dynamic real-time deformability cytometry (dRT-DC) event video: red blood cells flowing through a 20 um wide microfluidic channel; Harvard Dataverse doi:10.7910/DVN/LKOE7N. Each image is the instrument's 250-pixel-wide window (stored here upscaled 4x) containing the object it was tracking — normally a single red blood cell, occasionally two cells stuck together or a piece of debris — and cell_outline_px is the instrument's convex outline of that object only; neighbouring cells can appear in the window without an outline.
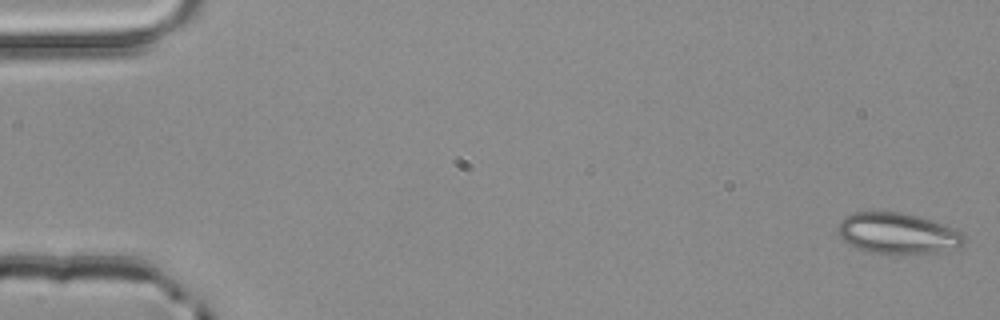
{"species": "common noctule bat (a hibernating species)", "species_latin": "Nyctalus noctula", "temperature_condition": "room temperature", "stored_images_in_passage": 4, "camera_frame_rate_fps": 3000, "um_per_image_px": 0.085, "animal": {"sex": "male", "body_mass_g": 20.4}, "frame": {"image": 1, "passage_image": 1, "time_ms": 0.0, "image_size_px": [1000, 320], "cell_outline_px": [[968, 240], [960, 248], [936, 252], [868, 252], [844, 240], [840, 236], [836, 228], [840, 220], [856, 212], [900, 212], [920, 216], [944, 224], [964, 232]], "centroid_in_image_um": [76.39, 19.81], "position_along_channel_um": 8.6, "area_um2": 29.82}}